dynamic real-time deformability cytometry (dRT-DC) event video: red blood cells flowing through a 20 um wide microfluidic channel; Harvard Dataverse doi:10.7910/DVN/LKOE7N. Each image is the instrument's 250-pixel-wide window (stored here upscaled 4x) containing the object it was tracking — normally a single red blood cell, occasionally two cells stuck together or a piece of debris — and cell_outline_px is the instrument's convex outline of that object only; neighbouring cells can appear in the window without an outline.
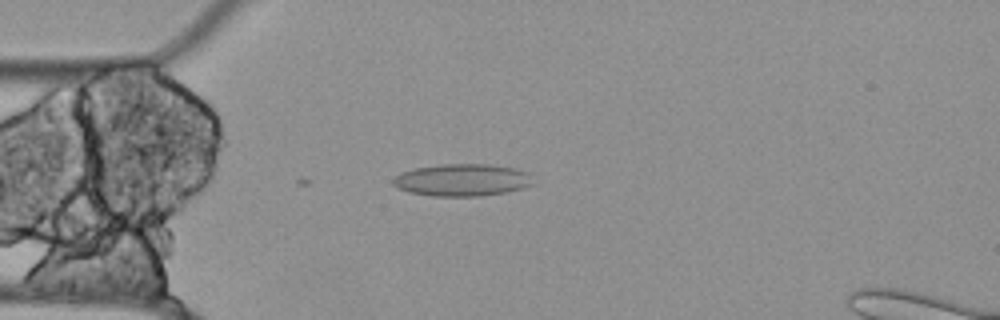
{"species": "Egyptian fruit bat (a non-hibernating species)", "species_latin": "Rousettus aegyptiacus", "temperature_condition": "cold", "stored_images_in_passage": 10, "segment_of_instrument_passage": [1, 2], "camera_frame_rate_fps": 3000, "um_per_image_px": 0.085, "animal": {"sex": "female"}, "frame": {"image": 1, "passage_image": 4, "time_ms": 1.0, "image_size_px": [1000, 320], "cell_outline_px": [[536, 184], [504, 192], [480, 196], [432, 196], [408, 192], [392, 184], [392, 180], [400, 172], [416, 168], [440, 164], [488, 164], [516, 168], [528, 172]], "centroid_in_image_um": [39.29, 15.29], "position_along_channel_um": 45.7, "area_um2": 26.36}}